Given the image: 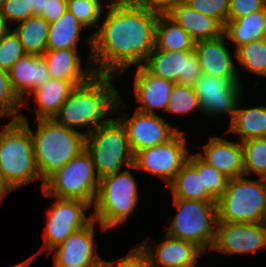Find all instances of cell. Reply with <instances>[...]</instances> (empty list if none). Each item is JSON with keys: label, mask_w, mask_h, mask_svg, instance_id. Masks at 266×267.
Masks as SVG:
<instances>
[{"label": "cell", "mask_w": 266, "mask_h": 267, "mask_svg": "<svg viewBox=\"0 0 266 267\" xmlns=\"http://www.w3.org/2000/svg\"><path fill=\"white\" fill-rule=\"evenodd\" d=\"M128 114L118 116L127 131L132 153L151 148L170 140L179 130L172 127L163 117L142 113L137 110L130 118Z\"/></svg>", "instance_id": "5bb4252c"}, {"label": "cell", "mask_w": 266, "mask_h": 267, "mask_svg": "<svg viewBox=\"0 0 266 267\" xmlns=\"http://www.w3.org/2000/svg\"><path fill=\"white\" fill-rule=\"evenodd\" d=\"M195 109L201 112L194 86L175 83L166 112L183 115L195 111Z\"/></svg>", "instance_id": "836d02e7"}, {"label": "cell", "mask_w": 266, "mask_h": 267, "mask_svg": "<svg viewBox=\"0 0 266 267\" xmlns=\"http://www.w3.org/2000/svg\"><path fill=\"white\" fill-rule=\"evenodd\" d=\"M266 248V228L261 223L217 221L212 250L243 254Z\"/></svg>", "instance_id": "9a60e30c"}, {"label": "cell", "mask_w": 266, "mask_h": 267, "mask_svg": "<svg viewBox=\"0 0 266 267\" xmlns=\"http://www.w3.org/2000/svg\"><path fill=\"white\" fill-rule=\"evenodd\" d=\"M67 10V0H45L42 14L40 15L49 24L55 22Z\"/></svg>", "instance_id": "b9f144b4"}, {"label": "cell", "mask_w": 266, "mask_h": 267, "mask_svg": "<svg viewBox=\"0 0 266 267\" xmlns=\"http://www.w3.org/2000/svg\"><path fill=\"white\" fill-rule=\"evenodd\" d=\"M266 8V0H229L228 20H236Z\"/></svg>", "instance_id": "60d3db41"}, {"label": "cell", "mask_w": 266, "mask_h": 267, "mask_svg": "<svg viewBox=\"0 0 266 267\" xmlns=\"http://www.w3.org/2000/svg\"><path fill=\"white\" fill-rule=\"evenodd\" d=\"M42 57L45 59L51 79L70 81L79 86L96 74L90 63L89 67L82 70L77 49L46 50Z\"/></svg>", "instance_id": "7402d4cb"}, {"label": "cell", "mask_w": 266, "mask_h": 267, "mask_svg": "<svg viewBox=\"0 0 266 267\" xmlns=\"http://www.w3.org/2000/svg\"><path fill=\"white\" fill-rule=\"evenodd\" d=\"M36 133L30 129L35 163L44 183L85 149V134L56 123L37 120Z\"/></svg>", "instance_id": "277c9868"}, {"label": "cell", "mask_w": 266, "mask_h": 267, "mask_svg": "<svg viewBox=\"0 0 266 267\" xmlns=\"http://www.w3.org/2000/svg\"><path fill=\"white\" fill-rule=\"evenodd\" d=\"M85 149L100 179L121 171L124 165L131 168L134 163L127 131L118 118L110 119L87 134Z\"/></svg>", "instance_id": "8992f818"}, {"label": "cell", "mask_w": 266, "mask_h": 267, "mask_svg": "<svg viewBox=\"0 0 266 267\" xmlns=\"http://www.w3.org/2000/svg\"><path fill=\"white\" fill-rule=\"evenodd\" d=\"M166 14L195 42L214 39L223 34L224 26L218 20L195 11L187 3L173 6Z\"/></svg>", "instance_id": "603a6c76"}, {"label": "cell", "mask_w": 266, "mask_h": 267, "mask_svg": "<svg viewBox=\"0 0 266 267\" xmlns=\"http://www.w3.org/2000/svg\"><path fill=\"white\" fill-rule=\"evenodd\" d=\"M45 0H32L33 16H40L44 8Z\"/></svg>", "instance_id": "ee69618b"}, {"label": "cell", "mask_w": 266, "mask_h": 267, "mask_svg": "<svg viewBox=\"0 0 266 267\" xmlns=\"http://www.w3.org/2000/svg\"><path fill=\"white\" fill-rule=\"evenodd\" d=\"M92 206L77 199L56 198L54 205L48 211L46 226L44 228V245L27 260L29 264L38 253L52 249L62 244L72 233L87 226L93 216L87 217L85 212Z\"/></svg>", "instance_id": "30bf717a"}, {"label": "cell", "mask_w": 266, "mask_h": 267, "mask_svg": "<svg viewBox=\"0 0 266 267\" xmlns=\"http://www.w3.org/2000/svg\"><path fill=\"white\" fill-rule=\"evenodd\" d=\"M137 188L129 169L100 179L92 216L102 231L124 223L131 216L139 199Z\"/></svg>", "instance_id": "5b68a950"}, {"label": "cell", "mask_w": 266, "mask_h": 267, "mask_svg": "<svg viewBox=\"0 0 266 267\" xmlns=\"http://www.w3.org/2000/svg\"><path fill=\"white\" fill-rule=\"evenodd\" d=\"M244 175L250 172L266 179V138H252L241 142Z\"/></svg>", "instance_id": "d6a6232c"}, {"label": "cell", "mask_w": 266, "mask_h": 267, "mask_svg": "<svg viewBox=\"0 0 266 267\" xmlns=\"http://www.w3.org/2000/svg\"><path fill=\"white\" fill-rule=\"evenodd\" d=\"M100 0H67V10L86 28L95 26L101 17L102 8Z\"/></svg>", "instance_id": "d590c367"}, {"label": "cell", "mask_w": 266, "mask_h": 267, "mask_svg": "<svg viewBox=\"0 0 266 267\" xmlns=\"http://www.w3.org/2000/svg\"><path fill=\"white\" fill-rule=\"evenodd\" d=\"M173 198L183 200L215 201L202 188L201 174L187 161L173 180L167 185Z\"/></svg>", "instance_id": "f546056e"}, {"label": "cell", "mask_w": 266, "mask_h": 267, "mask_svg": "<svg viewBox=\"0 0 266 267\" xmlns=\"http://www.w3.org/2000/svg\"><path fill=\"white\" fill-rule=\"evenodd\" d=\"M20 107H23V100L14 91L8 72L0 69V113L6 118L21 119L23 115L17 114Z\"/></svg>", "instance_id": "e575fe53"}, {"label": "cell", "mask_w": 266, "mask_h": 267, "mask_svg": "<svg viewBox=\"0 0 266 267\" xmlns=\"http://www.w3.org/2000/svg\"><path fill=\"white\" fill-rule=\"evenodd\" d=\"M197 155L229 179L244 176L241 142H230L221 137H211L204 153Z\"/></svg>", "instance_id": "ffe728a7"}, {"label": "cell", "mask_w": 266, "mask_h": 267, "mask_svg": "<svg viewBox=\"0 0 266 267\" xmlns=\"http://www.w3.org/2000/svg\"><path fill=\"white\" fill-rule=\"evenodd\" d=\"M195 41L166 13H160L155 28V49L193 51Z\"/></svg>", "instance_id": "484cf974"}, {"label": "cell", "mask_w": 266, "mask_h": 267, "mask_svg": "<svg viewBox=\"0 0 266 267\" xmlns=\"http://www.w3.org/2000/svg\"><path fill=\"white\" fill-rule=\"evenodd\" d=\"M117 261L119 262L117 263ZM117 261L109 262L102 259L100 267H150L147 253L139 244L129 251L124 258L122 257L121 260L118 259Z\"/></svg>", "instance_id": "ab89813d"}, {"label": "cell", "mask_w": 266, "mask_h": 267, "mask_svg": "<svg viewBox=\"0 0 266 267\" xmlns=\"http://www.w3.org/2000/svg\"><path fill=\"white\" fill-rule=\"evenodd\" d=\"M10 30H11L10 26L7 23L6 19L4 18L0 10V38L6 33H8Z\"/></svg>", "instance_id": "f6af8a7d"}, {"label": "cell", "mask_w": 266, "mask_h": 267, "mask_svg": "<svg viewBox=\"0 0 266 267\" xmlns=\"http://www.w3.org/2000/svg\"><path fill=\"white\" fill-rule=\"evenodd\" d=\"M75 87L70 81L50 78L33 90L30 95H34L32 97L38 105L35 108L37 120L53 119Z\"/></svg>", "instance_id": "cb8c5ba5"}, {"label": "cell", "mask_w": 266, "mask_h": 267, "mask_svg": "<svg viewBox=\"0 0 266 267\" xmlns=\"http://www.w3.org/2000/svg\"><path fill=\"white\" fill-rule=\"evenodd\" d=\"M100 178L86 149L72 158L43 185L46 196L77 199L93 206Z\"/></svg>", "instance_id": "9c48e42d"}, {"label": "cell", "mask_w": 266, "mask_h": 267, "mask_svg": "<svg viewBox=\"0 0 266 267\" xmlns=\"http://www.w3.org/2000/svg\"><path fill=\"white\" fill-rule=\"evenodd\" d=\"M174 83L151 75L143 66H138L134 76V94L142 105L137 111L156 114L155 109L166 112Z\"/></svg>", "instance_id": "ac0fdd59"}, {"label": "cell", "mask_w": 266, "mask_h": 267, "mask_svg": "<svg viewBox=\"0 0 266 267\" xmlns=\"http://www.w3.org/2000/svg\"><path fill=\"white\" fill-rule=\"evenodd\" d=\"M225 35L195 42L194 52L202 74L218 78H239L230 51L224 44Z\"/></svg>", "instance_id": "d6986e66"}, {"label": "cell", "mask_w": 266, "mask_h": 267, "mask_svg": "<svg viewBox=\"0 0 266 267\" xmlns=\"http://www.w3.org/2000/svg\"><path fill=\"white\" fill-rule=\"evenodd\" d=\"M6 0H0V9H1V7H2V5H3V3L5 2Z\"/></svg>", "instance_id": "681fc988"}, {"label": "cell", "mask_w": 266, "mask_h": 267, "mask_svg": "<svg viewBox=\"0 0 266 267\" xmlns=\"http://www.w3.org/2000/svg\"><path fill=\"white\" fill-rule=\"evenodd\" d=\"M147 239L139 244L147 253L150 267H196L198 256L203 252L194 243L175 239L166 234L165 241L152 250Z\"/></svg>", "instance_id": "e0dca14e"}, {"label": "cell", "mask_w": 266, "mask_h": 267, "mask_svg": "<svg viewBox=\"0 0 266 267\" xmlns=\"http://www.w3.org/2000/svg\"><path fill=\"white\" fill-rule=\"evenodd\" d=\"M266 208V179L231 178L217 200L218 221L261 223Z\"/></svg>", "instance_id": "52a82bcc"}, {"label": "cell", "mask_w": 266, "mask_h": 267, "mask_svg": "<svg viewBox=\"0 0 266 267\" xmlns=\"http://www.w3.org/2000/svg\"><path fill=\"white\" fill-rule=\"evenodd\" d=\"M10 83L14 91L23 100V106L28 105L30 93L50 79L47 64L42 56L25 54L8 71Z\"/></svg>", "instance_id": "44dd1931"}, {"label": "cell", "mask_w": 266, "mask_h": 267, "mask_svg": "<svg viewBox=\"0 0 266 267\" xmlns=\"http://www.w3.org/2000/svg\"><path fill=\"white\" fill-rule=\"evenodd\" d=\"M240 78H218L202 74L194 85L201 111L207 116L229 114L233 120L242 96Z\"/></svg>", "instance_id": "7c38bea8"}, {"label": "cell", "mask_w": 266, "mask_h": 267, "mask_svg": "<svg viewBox=\"0 0 266 267\" xmlns=\"http://www.w3.org/2000/svg\"><path fill=\"white\" fill-rule=\"evenodd\" d=\"M201 174L202 188L217 201L225 192L229 178L203 161L197 154H189L187 160Z\"/></svg>", "instance_id": "4dcf8cb0"}, {"label": "cell", "mask_w": 266, "mask_h": 267, "mask_svg": "<svg viewBox=\"0 0 266 267\" xmlns=\"http://www.w3.org/2000/svg\"><path fill=\"white\" fill-rule=\"evenodd\" d=\"M0 10L10 26L33 16L32 0H6Z\"/></svg>", "instance_id": "f35d334b"}, {"label": "cell", "mask_w": 266, "mask_h": 267, "mask_svg": "<svg viewBox=\"0 0 266 267\" xmlns=\"http://www.w3.org/2000/svg\"><path fill=\"white\" fill-rule=\"evenodd\" d=\"M223 34L236 45V49L254 40L266 38V8L236 20H228Z\"/></svg>", "instance_id": "d4e9b609"}, {"label": "cell", "mask_w": 266, "mask_h": 267, "mask_svg": "<svg viewBox=\"0 0 266 267\" xmlns=\"http://www.w3.org/2000/svg\"><path fill=\"white\" fill-rule=\"evenodd\" d=\"M199 13L215 18L223 26L228 21L229 0H186Z\"/></svg>", "instance_id": "74e56055"}, {"label": "cell", "mask_w": 266, "mask_h": 267, "mask_svg": "<svg viewBox=\"0 0 266 267\" xmlns=\"http://www.w3.org/2000/svg\"><path fill=\"white\" fill-rule=\"evenodd\" d=\"M109 1L104 22L85 42L90 45L88 60L95 73L117 77L132 65L142 66L155 48L160 13L136 0Z\"/></svg>", "instance_id": "6da1fadb"}, {"label": "cell", "mask_w": 266, "mask_h": 267, "mask_svg": "<svg viewBox=\"0 0 266 267\" xmlns=\"http://www.w3.org/2000/svg\"><path fill=\"white\" fill-rule=\"evenodd\" d=\"M177 207L167 235L194 243L203 252L212 249L218 221L217 201L183 200L173 198Z\"/></svg>", "instance_id": "ba28073f"}, {"label": "cell", "mask_w": 266, "mask_h": 267, "mask_svg": "<svg viewBox=\"0 0 266 267\" xmlns=\"http://www.w3.org/2000/svg\"><path fill=\"white\" fill-rule=\"evenodd\" d=\"M234 57L250 72L266 77V38L241 45Z\"/></svg>", "instance_id": "1f68e13d"}, {"label": "cell", "mask_w": 266, "mask_h": 267, "mask_svg": "<svg viewBox=\"0 0 266 267\" xmlns=\"http://www.w3.org/2000/svg\"><path fill=\"white\" fill-rule=\"evenodd\" d=\"M85 27L68 10L49 25L46 50L77 49L80 31Z\"/></svg>", "instance_id": "4316f807"}, {"label": "cell", "mask_w": 266, "mask_h": 267, "mask_svg": "<svg viewBox=\"0 0 266 267\" xmlns=\"http://www.w3.org/2000/svg\"><path fill=\"white\" fill-rule=\"evenodd\" d=\"M159 13H167L173 6L185 3L186 0H136Z\"/></svg>", "instance_id": "7bdbcfd3"}, {"label": "cell", "mask_w": 266, "mask_h": 267, "mask_svg": "<svg viewBox=\"0 0 266 267\" xmlns=\"http://www.w3.org/2000/svg\"><path fill=\"white\" fill-rule=\"evenodd\" d=\"M49 23L41 16H31L12 30L26 54L42 56L47 48Z\"/></svg>", "instance_id": "f1b7e54d"}, {"label": "cell", "mask_w": 266, "mask_h": 267, "mask_svg": "<svg viewBox=\"0 0 266 267\" xmlns=\"http://www.w3.org/2000/svg\"><path fill=\"white\" fill-rule=\"evenodd\" d=\"M29 261L25 260L24 262H20L19 264L14 265L13 267H28Z\"/></svg>", "instance_id": "7dc6e473"}, {"label": "cell", "mask_w": 266, "mask_h": 267, "mask_svg": "<svg viewBox=\"0 0 266 267\" xmlns=\"http://www.w3.org/2000/svg\"><path fill=\"white\" fill-rule=\"evenodd\" d=\"M112 78L115 79V75L95 74L88 82L76 86L53 120L76 131L86 127L85 135L107 123L111 112L121 108L120 104L127 107L111 84Z\"/></svg>", "instance_id": "7a4b0ae2"}, {"label": "cell", "mask_w": 266, "mask_h": 267, "mask_svg": "<svg viewBox=\"0 0 266 267\" xmlns=\"http://www.w3.org/2000/svg\"><path fill=\"white\" fill-rule=\"evenodd\" d=\"M0 177L10 190L41 179L35 163L28 119H12L0 131Z\"/></svg>", "instance_id": "3957f363"}, {"label": "cell", "mask_w": 266, "mask_h": 267, "mask_svg": "<svg viewBox=\"0 0 266 267\" xmlns=\"http://www.w3.org/2000/svg\"><path fill=\"white\" fill-rule=\"evenodd\" d=\"M228 131L241 136L240 142L252 138H266V106L244 109L237 106Z\"/></svg>", "instance_id": "83f0119b"}, {"label": "cell", "mask_w": 266, "mask_h": 267, "mask_svg": "<svg viewBox=\"0 0 266 267\" xmlns=\"http://www.w3.org/2000/svg\"><path fill=\"white\" fill-rule=\"evenodd\" d=\"M94 219L85 227L72 233L62 244L51 250L54 267H100L102 258L94 243Z\"/></svg>", "instance_id": "2e32d148"}, {"label": "cell", "mask_w": 266, "mask_h": 267, "mask_svg": "<svg viewBox=\"0 0 266 267\" xmlns=\"http://www.w3.org/2000/svg\"><path fill=\"white\" fill-rule=\"evenodd\" d=\"M262 226H264L266 228V208H265V212L261 221Z\"/></svg>", "instance_id": "c3c4849f"}, {"label": "cell", "mask_w": 266, "mask_h": 267, "mask_svg": "<svg viewBox=\"0 0 266 267\" xmlns=\"http://www.w3.org/2000/svg\"><path fill=\"white\" fill-rule=\"evenodd\" d=\"M142 66L151 75L187 86H194L202 75L194 50L166 51L154 48Z\"/></svg>", "instance_id": "4fadbf2b"}, {"label": "cell", "mask_w": 266, "mask_h": 267, "mask_svg": "<svg viewBox=\"0 0 266 267\" xmlns=\"http://www.w3.org/2000/svg\"><path fill=\"white\" fill-rule=\"evenodd\" d=\"M185 146L184 132L178 131L170 140L138 151L131 168L157 175L168 185L188 160Z\"/></svg>", "instance_id": "8fae6325"}, {"label": "cell", "mask_w": 266, "mask_h": 267, "mask_svg": "<svg viewBox=\"0 0 266 267\" xmlns=\"http://www.w3.org/2000/svg\"><path fill=\"white\" fill-rule=\"evenodd\" d=\"M25 54L22 44L12 30L0 38V69L8 72Z\"/></svg>", "instance_id": "8d00e7d4"}, {"label": "cell", "mask_w": 266, "mask_h": 267, "mask_svg": "<svg viewBox=\"0 0 266 267\" xmlns=\"http://www.w3.org/2000/svg\"><path fill=\"white\" fill-rule=\"evenodd\" d=\"M9 192H11L3 183L1 177H0V203L5 195H7Z\"/></svg>", "instance_id": "bcb514c9"}]
</instances>
